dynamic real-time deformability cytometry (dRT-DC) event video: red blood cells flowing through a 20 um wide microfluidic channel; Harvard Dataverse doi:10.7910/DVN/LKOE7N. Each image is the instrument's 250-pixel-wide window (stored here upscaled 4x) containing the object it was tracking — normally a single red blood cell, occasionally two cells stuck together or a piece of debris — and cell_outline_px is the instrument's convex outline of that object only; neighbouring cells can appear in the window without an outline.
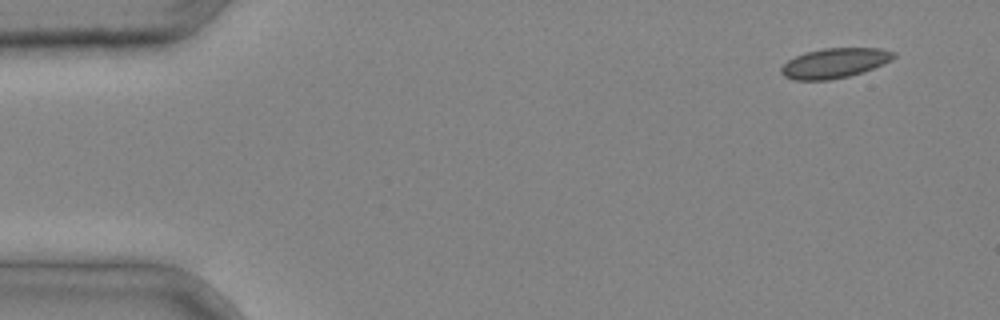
{"species": "common noctule bat (a hibernating species)", "species_latin": "Nyctalus noctula", "temperature_condition": "cold", "stored_images_in_passage": 4, "segment_of_instrument_passage": [2, 2], "camera_frame_rate_fps": 3000, "um_per_image_px": 0.085, "animal": {"sex": "male", "body_mass_g": 20.4}, "frame": {"image": 1, "passage_image": 4, "time_ms": 1.0, "image_size_px": [1000, 320], "cell_outline_px": [[896, 56], [892, 60], [884, 64], [864, 72], [848, 76], [828, 80], [796, 80], [784, 76], [780, 72], [780, 68], [788, 60], [804, 52], [824, 48], [880, 48], [896, 52]], "centroid_in_image_um": [70.96, 5.36], "position_along_channel_um": 14.0, "area_um2": 19.71}}